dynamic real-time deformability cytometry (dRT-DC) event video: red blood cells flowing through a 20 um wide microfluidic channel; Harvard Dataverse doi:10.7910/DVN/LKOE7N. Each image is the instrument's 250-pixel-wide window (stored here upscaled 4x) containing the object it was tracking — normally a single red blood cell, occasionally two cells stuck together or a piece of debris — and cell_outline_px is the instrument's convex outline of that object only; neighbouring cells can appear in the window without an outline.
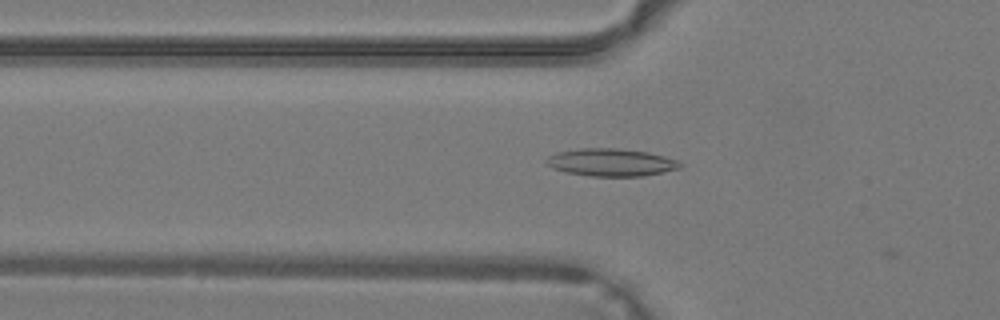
{"species": "common noctule bat (a hibernating species)", "species_latin": "Nyctalus noctula", "temperature_condition": "warm", "stored_images_in_passage": 3, "camera_frame_rate_fps": 3000, "um_per_image_px": 0.085, "animal": {"sex": "male", "body_mass_g": 19.2, "forearm_length_mm": 51.8}, "frame": {"image": 1, "passage_image": 2, "time_ms": 0.333, "image_size_px": [1000, 320], "cell_outline_px": [[684, 164], [680, 168], [644, 176], [588, 176], [564, 172], [552, 168], [544, 160], [548, 156], [556, 152], [580, 148], [616, 148], [648, 152], [680, 160]], "centroid_in_image_um": [51.94, 13.8], "position_along_channel_um": 73.9, "area_um2": 21.73}}